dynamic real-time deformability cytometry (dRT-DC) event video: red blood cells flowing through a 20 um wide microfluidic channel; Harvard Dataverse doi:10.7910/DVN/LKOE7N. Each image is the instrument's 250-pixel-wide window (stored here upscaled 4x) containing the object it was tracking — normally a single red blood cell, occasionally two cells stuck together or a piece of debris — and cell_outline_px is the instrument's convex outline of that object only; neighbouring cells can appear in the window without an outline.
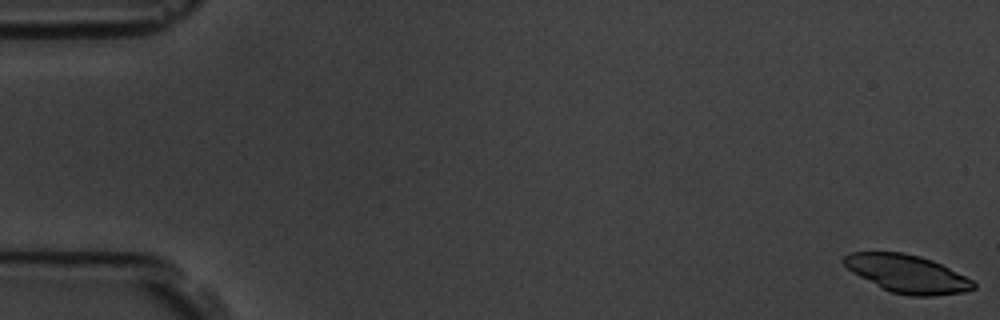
{"species": "common noctule bat (a hibernating species)", "species_latin": "Nyctalus noctula", "temperature_condition": "room temperature", "stored_images_in_passage": 6, "segment_of_instrument_passage": [1, 2], "camera_frame_rate_fps": 3000, "um_per_image_px": 0.085, "animal": {"sex": "male", "body_mass_g": 19.5, "forearm_length_mm": 54.6}, "frame": {"image": 1, "passage_image": 1, "time_ms": 0.0, "image_size_px": [1000, 320], "cell_outline_px": [[976, 288], [964, 292], [932, 296], [912, 296], [892, 292], [852, 272], [844, 264], [844, 256], [852, 252], [904, 252], [920, 256], [932, 260], [972, 280], [976, 284]], "centroid_in_image_um": [77.14, 23.27], "position_along_channel_um": 7.9, "area_um2": 28.09}}